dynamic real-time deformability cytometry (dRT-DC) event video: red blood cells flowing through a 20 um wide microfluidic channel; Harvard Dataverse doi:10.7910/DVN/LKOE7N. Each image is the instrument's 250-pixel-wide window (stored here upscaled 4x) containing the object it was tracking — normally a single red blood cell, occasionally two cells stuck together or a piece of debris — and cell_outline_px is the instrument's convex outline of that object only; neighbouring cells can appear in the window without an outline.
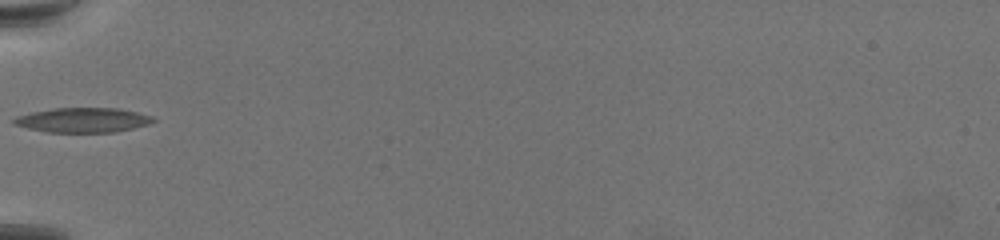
{"species": "common noctule bat (a hibernating species)", "species_latin": "Nyctalus noctula", "temperature_condition": "warm", "stored_images_in_passage": 40, "camera_frame_rate_fps": 3000, "um_per_image_px": 0.085, "animal": {"sex": "female", "body_mass_g": 19.5, "forearm_length_mm": 54.1}, "frame": {"image": 1, "passage_image": 1, "time_ms": 0.0, "image_size_px": [1000, 240], "cell_outline_px": [[156, 120], [148, 124], [116, 132], [48, 132], [28, 128], [12, 124], [12, 120], [16, 116], [32, 112], [56, 108], [120, 108], [152, 116]], "centroid_in_image_um": [7.03, 10.2], "position_along_channel_um": 78.0, "area_um2": 19.94}}
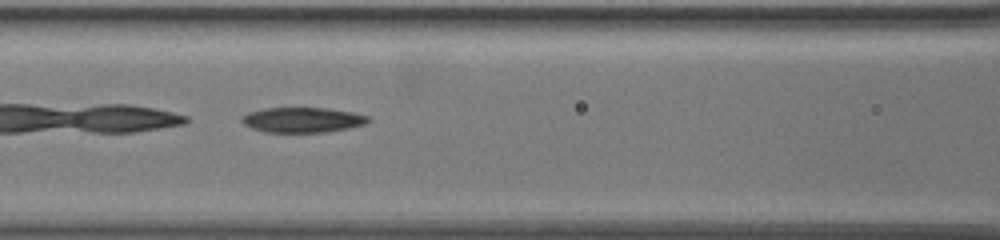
{"frame": {"image": 2, "passage_image": 7, "time_ms": 2.0, "image_size_px": [1000, 240], "cell_outline_px": [[372, 120], [364, 124], [348, 128], [324, 132], [264, 132], [252, 128], [244, 124], [240, 120], [248, 112], [264, 108], [328, 108], [352, 112], [368, 116]], "centroid_in_image_um": [25.71, 10.19], "position_along_channel_um": 140.9, "area_um2": 18.44}}